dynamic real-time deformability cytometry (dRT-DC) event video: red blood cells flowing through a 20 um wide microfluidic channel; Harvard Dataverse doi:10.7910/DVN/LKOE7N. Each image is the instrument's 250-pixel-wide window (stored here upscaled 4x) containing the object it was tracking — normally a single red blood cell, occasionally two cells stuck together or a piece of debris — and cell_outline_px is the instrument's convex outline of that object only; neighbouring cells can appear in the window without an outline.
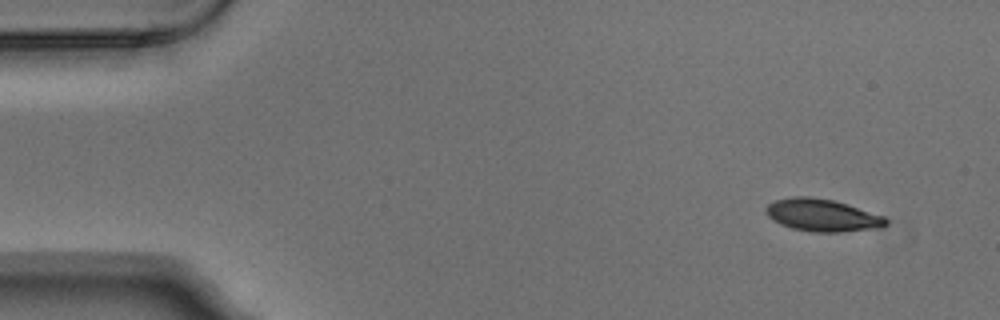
{"species": "Egyptian fruit bat (a non-hibernating species)", "species_latin": "Rousettus aegyptiacus", "temperature_condition": "warm", "stored_images_in_passage": 4, "camera_frame_rate_fps": 3000, "um_per_image_px": 0.085, "animal": {"sex": "male"}, "frame": {"image": 1, "passage_image": 1, "time_ms": 0.0, "image_size_px": [1000, 320], "cell_outline_px": [[888, 224], [880, 228], [840, 232], [812, 232], [792, 228], [780, 224], [772, 220], [764, 212], [764, 208], [768, 204], [776, 200], [792, 196], [808, 196], [832, 200], [848, 204], [884, 216], [888, 220]], "centroid_in_image_um": [69.88, 18.29], "position_along_channel_um": 15.1, "area_um2": 22.83}}
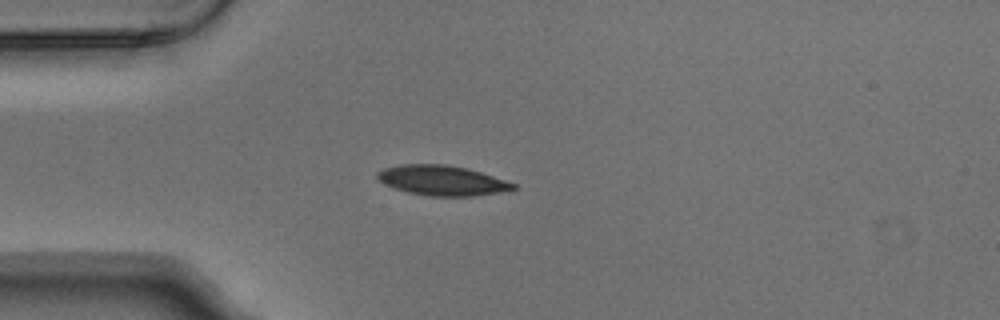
{"frame": {"image": 2, "passage_image": 3, "time_ms": 0.667, "image_size_px": [1000, 320], "cell_outline_px": [[516, 188], [504, 192], [472, 196], [428, 196], [408, 192], [384, 184], [376, 176], [376, 172], [384, 168], [400, 164], [444, 164], [468, 168], [516, 184]], "centroid_in_image_um": [37.57, 15.33], "position_along_channel_um": 47.4, "area_um2": 23.7}}